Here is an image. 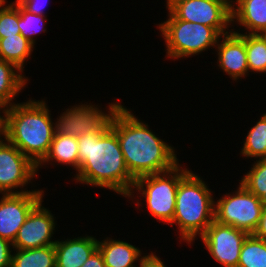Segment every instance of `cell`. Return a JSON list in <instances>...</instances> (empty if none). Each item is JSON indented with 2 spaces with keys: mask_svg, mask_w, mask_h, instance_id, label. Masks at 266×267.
<instances>
[{
  "mask_svg": "<svg viewBox=\"0 0 266 267\" xmlns=\"http://www.w3.org/2000/svg\"><path fill=\"white\" fill-rule=\"evenodd\" d=\"M240 155L244 158H266V113L247 132Z\"/></svg>",
  "mask_w": 266,
  "mask_h": 267,
  "instance_id": "7402d4cb",
  "label": "cell"
},
{
  "mask_svg": "<svg viewBox=\"0 0 266 267\" xmlns=\"http://www.w3.org/2000/svg\"><path fill=\"white\" fill-rule=\"evenodd\" d=\"M231 12L233 29L237 22L244 34H266V0H231Z\"/></svg>",
  "mask_w": 266,
  "mask_h": 267,
  "instance_id": "2e32d148",
  "label": "cell"
},
{
  "mask_svg": "<svg viewBox=\"0 0 266 267\" xmlns=\"http://www.w3.org/2000/svg\"><path fill=\"white\" fill-rule=\"evenodd\" d=\"M6 1L0 7V38L20 34L19 22V2Z\"/></svg>",
  "mask_w": 266,
  "mask_h": 267,
  "instance_id": "4316f807",
  "label": "cell"
},
{
  "mask_svg": "<svg viewBox=\"0 0 266 267\" xmlns=\"http://www.w3.org/2000/svg\"><path fill=\"white\" fill-rule=\"evenodd\" d=\"M256 237L266 241V207L263 209L258 228L253 233Z\"/></svg>",
  "mask_w": 266,
  "mask_h": 267,
  "instance_id": "1f68e13d",
  "label": "cell"
},
{
  "mask_svg": "<svg viewBox=\"0 0 266 267\" xmlns=\"http://www.w3.org/2000/svg\"><path fill=\"white\" fill-rule=\"evenodd\" d=\"M237 267H266V241L248 234L239 255Z\"/></svg>",
  "mask_w": 266,
  "mask_h": 267,
  "instance_id": "cb8c5ba5",
  "label": "cell"
},
{
  "mask_svg": "<svg viewBox=\"0 0 266 267\" xmlns=\"http://www.w3.org/2000/svg\"><path fill=\"white\" fill-rule=\"evenodd\" d=\"M7 0H0V7L6 2Z\"/></svg>",
  "mask_w": 266,
  "mask_h": 267,
  "instance_id": "e575fe53",
  "label": "cell"
},
{
  "mask_svg": "<svg viewBox=\"0 0 266 267\" xmlns=\"http://www.w3.org/2000/svg\"><path fill=\"white\" fill-rule=\"evenodd\" d=\"M32 99L17 102L0 114L7 141L37 166L49 151L56 127L46 100Z\"/></svg>",
  "mask_w": 266,
  "mask_h": 267,
  "instance_id": "3957f363",
  "label": "cell"
},
{
  "mask_svg": "<svg viewBox=\"0 0 266 267\" xmlns=\"http://www.w3.org/2000/svg\"><path fill=\"white\" fill-rule=\"evenodd\" d=\"M77 140L79 169L74 175L76 183L107 188L127 198L135 178L127 169L110 122L100 132L78 136Z\"/></svg>",
  "mask_w": 266,
  "mask_h": 267,
  "instance_id": "6da1fadb",
  "label": "cell"
},
{
  "mask_svg": "<svg viewBox=\"0 0 266 267\" xmlns=\"http://www.w3.org/2000/svg\"><path fill=\"white\" fill-rule=\"evenodd\" d=\"M98 240V250L102 254L106 267H135L145 257L138 246L123 240H115L109 237ZM144 255V256H142Z\"/></svg>",
  "mask_w": 266,
  "mask_h": 267,
  "instance_id": "e0dca14e",
  "label": "cell"
},
{
  "mask_svg": "<svg viewBox=\"0 0 266 267\" xmlns=\"http://www.w3.org/2000/svg\"><path fill=\"white\" fill-rule=\"evenodd\" d=\"M236 189L215 201V221L253 234L258 228L264 207L260 198L240 182Z\"/></svg>",
  "mask_w": 266,
  "mask_h": 267,
  "instance_id": "52a82bcc",
  "label": "cell"
},
{
  "mask_svg": "<svg viewBox=\"0 0 266 267\" xmlns=\"http://www.w3.org/2000/svg\"><path fill=\"white\" fill-rule=\"evenodd\" d=\"M248 233L230 225L213 221L200 237L211 257L221 267H237L239 255Z\"/></svg>",
  "mask_w": 266,
  "mask_h": 267,
  "instance_id": "8fae6325",
  "label": "cell"
},
{
  "mask_svg": "<svg viewBox=\"0 0 266 267\" xmlns=\"http://www.w3.org/2000/svg\"><path fill=\"white\" fill-rule=\"evenodd\" d=\"M260 201L262 203V206L266 207V192L260 197Z\"/></svg>",
  "mask_w": 266,
  "mask_h": 267,
  "instance_id": "836d02e7",
  "label": "cell"
},
{
  "mask_svg": "<svg viewBox=\"0 0 266 267\" xmlns=\"http://www.w3.org/2000/svg\"><path fill=\"white\" fill-rule=\"evenodd\" d=\"M167 13L166 21L157 25L166 45L165 57L181 60L216 47L221 35L213 27L179 20Z\"/></svg>",
  "mask_w": 266,
  "mask_h": 267,
  "instance_id": "8992f818",
  "label": "cell"
},
{
  "mask_svg": "<svg viewBox=\"0 0 266 267\" xmlns=\"http://www.w3.org/2000/svg\"><path fill=\"white\" fill-rule=\"evenodd\" d=\"M175 18L213 27L220 35L232 31L231 0H166Z\"/></svg>",
  "mask_w": 266,
  "mask_h": 267,
  "instance_id": "ba28073f",
  "label": "cell"
},
{
  "mask_svg": "<svg viewBox=\"0 0 266 267\" xmlns=\"http://www.w3.org/2000/svg\"><path fill=\"white\" fill-rule=\"evenodd\" d=\"M37 176V166L17 147L8 141L0 147V194L44 191L24 188Z\"/></svg>",
  "mask_w": 266,
  "mask_h": 267,
  "instance_id": "30bf717a",
  "label": "cell"
},
{
  "mask_svg": "<svg viewBox=\"0 0 266 267\" xmlns=\"http://www.w3.org/2000/svg\"><path fill=\"white\" fill-rule=\"evenodd\" d=\"M27 11L36 15L47 16L45 10L48 0H17Z\"/></svg>",
  "mask_w": 266,
  "mask_h": 267,
  "instance_id": "f1b7e54d",
  "label": "cell"
},
{
  "mask_svg": "<svg viewBox=\"0 0 266 267\" xmlns=\"http://www.w3.org/2000/svg\"><path fill=\"white\" fill-rule=\"evenodd\" d=\"M0 195V237L13 243L31 210L43 200L44 191Z\"/></svg>",
  "mask_w": 266,
  "mask_h": 267,
  "instance_id": "7c38bea8",
  "label": "cell"
},
{
  "mask_svg": "<svg viewBox=\"0 0 266 267\" xmlns=\"http://www.w3.org/2000/svg\"><path fill=\"white\" fill-rule=\"evenodd\" d=\"M11 267H56L54 245L34 249H13Z\"/></svg>",
  "mask_w": 266,
  "mask_h": 267,
  "instance_id": "44dd1931",
  "label": "cell"
},
{
  "mask_svg": "<svg viewBox=\"0 0 266 267\" xmlns=\"http://www.w3.org/2000/svg\"><path fill=\"white\" fill-rule=\"evenodd\" d=\"M7 141L6 129L3 122L0 120V147Z\"/></svg>",
  "mask_w": 266,
  "mask_h": 267,
  "instance_id": "d6a6232c",
  "label": "cell"
},
{
  "mask_svg": "<svg viewBox=\"0 0 266 267\" xmlns=\"http://www.w3.org/2000/svg\"><path fill=\"white\" fill-rule=\"evenodd\" d=\"M56 267H81L98 249V240L89 235L58 239L54 244Z\"/></svg>",
  "mask_w": 266,
  "mask_h": 267,
  "instance_id": "9a60e30c",
  "label": "cell"
},
{
  "mask_svg": "<svg viewBox=\"0 0 266 267\" xmlns=\"http://www.w3.org/2000/svg\"><path fill=\"white\" fill-rule=\"evenodd\" d=\"M249 72L266 73V34H244Z\"/></svg>",
  "mask_w": 266,
  "mask_h": 267,
  "instance_id": "603a6c76",
  "label": "cell"
},
{
  "mask_svg": "<svg viewBox=\"0 0 266 267\" xmlns=\"http://www.w3.org/2000/svg\"><path fill=\"white\" fill-rule=\"evenodd\" d=\"M47 16L36 15L32 12L27 11L20 3H19V28L20 34L28 39L34 45L36 44L37 35L39 33H46V18ZM46 31V32H45ZM36 37V38H35Z\"/></svg>",
  "mask_w": 266,
  "mask_h": 267,
  "instance_id": "d4e9b609",
  "label": "cell"
},
{
  "mask_svg": "<svg viewBox=\"0 0 266 267\" xmlns=\"http://www.w3.org/2000/svg\"><path fill=\"white\" fill-rule=\"evenodd\" d=\"M132 110L120 104L110 119L117 134L129 173L138 177L161 173L179 163L173 145L160 139L148 123L138 119Z\"/></svg>",
  "mask_w": 266,
  "mask_h": 267,
  "instance_id": "7a4b0ae2",
  "label": "cell"
},
{
  "mask_svg": "<svg viewBox=\"0 0 266 267\" xmlns=\"http://www.w3.org/2000/svg\"><path fill=\"white\" fill-rule=\"evenodd\" d=\"M189 171V168L178 163L168 171L138 177L127 199H132L133 202L136 197L142 196L151 216L158 222L170 224L174 217L179 181ZM135 193L141 195L135 196Z\"/></svg>",
  "mask_w": 266,
  "mask_h": 267,
  "instance_id": "5b68a950",
  "label": "cell"
},
{
  "mask_svg": "<svg viewBox=\"0 0 266 267\" xmlns=\"http://www.w3.org/2000/svg\"><path fill=\"white\" fill-rule=\"evenodd\" d=\"M120 104L119 101L108 103L106 110L88 102L68 107L56 118V121L54 120L56 132L76 137L100 132L110 122L112 114Z\"/></svg>",
  "mask_w": 266,
  "mask_h": 267,
  "instance_id": "9c48e42d",
  "label": "cell"
},
{
  "mask_svg": "<svg viewBox=\"0 0 266 267\" xmlns=\"http://www.w3.org/2000/svg\"><path fill=\"white\" fill-rule=\"evenodd\" d=\"M151 252V253H150ZM145 257L141 260V267H166L164 261L150 251Z\"/></svg>",
  "mask_w": 266,
  "mask_h": 267,
  "instance_id": "f546056e",
  "label": "cell"
},
{
  "mask_svg": "<svg viewBox=\"0 0 266 267\" xmlns=\"http://www.w3.org/2000/svg\"><path fill=\"white\" fill-rule=\"evenodd\" d=\"M232 29L231 32L221 35L215 51L217 52V66L229 75L234 81L241 80L249 75L244 33ZM236 30V31H234Z\"/></svg>",
  "mask_w": 266,
  "mask_h": 267,
  "instance_id": "5bb4252c",
  "label": "cell"
},
{
  "mask_svg": "<svg viewBox=\"0 0 266 267\" xmlns=\"http://www.w3.org/2000/svg\"><path fill=\"white\" fill-rule=\"evenodd\" d=\"M34 49L35 45L21 34L0 38V58L14 64L22 72Z\"/></svg>",
  "mask_w": 266,
  "mask_h": 267,
  "instance_id": "ffe728a7",
  "label": "cell"
},
{
  "mask_svg": "<svg viewBox=\"0 0 266 267\" xmlns=\"http://www.w3.org/2000/svg\"><path fill=\"white\" fill-rule=\"evenodd\" d=\"M57 163V164H55ZM67 165L74 168L76 172L79 169L78 140L76 136L64 135L55 131L49 151L44 159L37 165L39 168L47 167L45 165Z\"/></svg>",
  "mask_w": 266,
  "mask_h": 267,
  "instance_id": "ac0fdd59",
  "label": "cell"
},
{
  "mask_svg": "<svg viewBox=\"0 0 266 267\" xmlns=\"http://www.w3.org/2000/svg\"><path fill=\"white\" fill-rule=\"evenodd\" d=\"M12 243L0 237V267H11Z\"/></svg>",
  "mask_w": 266,
  "mask_h": 267,
  "instance_id": "83f0119b",
  "label": "cell"
},
{
  "mask_svg": "<svg viewBox=\"0 0 266 267\" xmlns=\"http://www.w3.org/2000/svg\"><path fill=\"white\" fill-rule=\"evenodd\" d=\"M14 64L0 58V113L15 104L17 96L30 80Z\"/></svg>",
  "mask_w": 266,
  "mask_h": 267,
  "instance_id": "d6986e66",
  "label": "cell"
},
{
  "mask_svg": "<svg viewBox=\"0 0 266 267\" xmlns=\"http://www.w3.org/2000/svg\"><path fill=\"white\" fill-rule=\"evenodd\" d=\"M239 181L248 191L260 198L266 192V158L256 159Z\"/></svg>",
  "mask_w": 266,
  "mask_h": 267,
  "instance_id": "484cf974",
  "label": "cell"
},
{
  "mask_svg": "<svg viewBox=\"0 0 266 267\" xmlns=\"http://www.w3.org/2000/svg\"><path fill=\"white\" fill-rule=\"evenodd\" d=\"M43 202L41 200L31 210L12 243L13 249H34L56 243V240H52L57 225L56 217L49 208L43 206Z\"/></svg>",
  "mask_w": 266,
  "mask_h": 267,
  "instance_id": "4fadbf2b",
  "label": "cell"
},
{
  "mask_svg": "<svg viewBox=\"0 0 266 267\" xmlns=\"http://www.w3.org/2000/svg\"><path fill=\"white\" fill-rule=\"evenodd\" d=\"M202 177L190 171L179 181L172 226H178L180 241L191 245L215 220V199Z\"/></svg>",
  "mask_w": 266,
  "mask_h": 267,
  "instance_id": "277c9868",
  "label": "cell"
},
{
  "mask_svg": "<svg viewBox=\"0 0 266 267\" xmlns=\"http://www.w3.org/2000/svg\"><path fill=\"white\" fill-rule=\"evenodd\" d=\"M81 267H106L102 254L97 249Z\"/></svg>",
  "mask_w": 266,
  "mask_h": 267,
  "instance_id": "4dcf8cb0",
  "label": "cell"
}]
</instances>
